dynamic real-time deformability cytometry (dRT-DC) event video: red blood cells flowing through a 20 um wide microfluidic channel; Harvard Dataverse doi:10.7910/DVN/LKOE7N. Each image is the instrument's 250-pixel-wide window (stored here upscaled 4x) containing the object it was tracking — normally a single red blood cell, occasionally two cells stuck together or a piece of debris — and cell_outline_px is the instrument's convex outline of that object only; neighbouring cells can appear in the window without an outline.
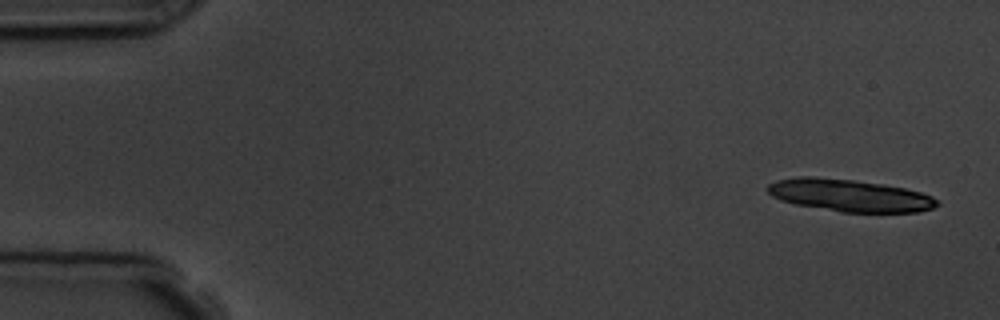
{"species": "common noctule bat (a hibernating species)", "species_latin": "Nyctalus noctula", "temperature_condition": "room temperature", "stored_images_in_passage": 4, "camera_frame_rate_fps": 3000, "um_per_image_px": 0.085, "animal": {"sex": "male", "body_mass_g": 19.5, "forearm_length_mm": 54.6}, "frame": {"image": 1, "passage_image": 1, "time_ms": 0.0, "image_size_px": [1000, 320], "cell_outline_px": [[940, 204], [932, 208], [920, 212], [840, 212], [796, 204], [780, 200], [772, 196], [764, 188], [768, 184], [776, 180], [800, 176], [812, 176], [852, 180], [884, 184], [904, 188], [920, 192], [932, 196]], "centroid_in_image_um": [72.18, 16.6], "position_along_channel_um": 12.8, "area_um2": 31.91}}